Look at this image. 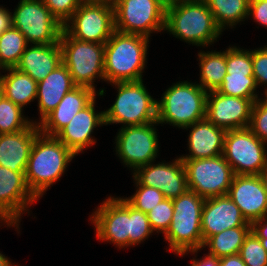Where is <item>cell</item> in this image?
Instances as JSON below:
<instances>
[{
  "instance_id": "33",
  "label": "cell",
  "mask_w": 267,
  "mask_h": 266,
  "mask_svg": "<svg viewBox=\"0 0 267 266\" xmlns=\"http://www.w3.org/2000/svg\"><path fill=\"white\" fill-rule=\"evenodd\" d=\"M239 255L246 266H267V252L252 231L245 237Z\"/></svg>"
},
{
  "instance_id": "52",
  "label": "cell",
  "mask_w": 267,
  "mask_h": 266,
  "mask_svg": "<svg viewBox=\"0 0 267 266\" xmlns=\"http://www.w3.org/2000/svg\"><path fill=\"white\" fill-rule=\"evenodd\" d=\"M264 93H265L264 94L265 95L264 96L265 98L263 99V101L267 104V89L264 91Z\"/></svg>"
},
{
  "instance_id": "3",
  "label": "cell",
  "mask_w": 267,
  "mask_h": 266,
  "mask_svg": "<svg viewBox=\"0 0 267 266\" xmlns=\"http://www.w3.org/2000/svg\"><path fill=\"white\" fill-rule=\"evenodd\" d=\"M148 42L145 36L115 30L104 44L105 81L112 85L143 80Z\"/></svg>"
},
{
  "instance_id": "49",
  "label": "cell",
  "mask_w": 267,
  "mask_h": 266,
  "mask_svg": "<svg viewBox=\"0 0 267 266\" xmlns=\"http://www.w3.org/2000/svg\"><path fill=\"white\" fill-rule=\"evenodd\" d=\"M180 1H189V0H163V2L166 5L172 4V3H176V2H180Z\"/></svg>"
},
{
  "instance_id": "27",
  "label": "cell",
  "mask_w": 267,
  "mask_h": 266,
  "mask_svg": "<svg viewBox=\"0 0 267 266\" xmlns=\"http://www.w3.org/2000/svg\"><path fill=\"white\" fill-rule=\"evenodd\" d=\"M198 57L200 61V83L198 84L207 92L217 90L227 74L226 50L200 51Z\"/></svg>"
},
{
  "instance_id": "11",
  "label": "cell",
  "mask_w": 267,
  "mask_h": 266,
  "mask_svg": "<svg viewBox=\"0 0 267 266\" xmlns=\"http://www.w3.org/2000/svg\"><path fill=\"white\" fill-rule=\"evenodd\" d=\"M182 161L189 190L204 199L228 194L235 174L223 155Z\"/></svg>"
},
{
  "instance_id": "42",
  "label": "cell",
  "mask_w": 267,
  "mask_h": 266,
  "mask_svg": "<svg viewBox=\"0 0 267 266\" xmlns=\"http://www.w3.org/2000/svg\"><path fill=\"white\" fill-rule=\"evenodd\" d=\"M251 231L258 238H267V216L251 223Z\"/></svg>"
},
{
  "instance_id": "45",
  "label": "cell",
  "mask_w": 267,
  "mask_h": 266,
  "mask_svg": "<svg viewBox=\"0 0 267 266\" xmlns=\"http://www.w3.org/2000/svg\"><path fill=\"white\" fill-rule=\"evenodd\" d=\"M219 266H246L239 254L229 255L219 259Z\"/></svg>"
},
{
  "instance_id": "50",
  "label": "cell",
  "mask_w": 267,
  "mask_h": 266,
  "mask_svg": "<svg viewBox=\"0 0 267 266\" xmlns=\"http://www.w3.org/2000/svg\"><path fill=\"white\" fill-rule=\"evenodd\" d=\"M262 246L265 248L267 252V238H259Z\"/></svg>"
},
{
  "instance_id": "8",
  "label": "cell",
  "mask_w": 267,
  "mask_h": 266,
  "mask_svg": "<svg viewBox=\"0 0 267 266\" xmlns=\"http://www.w3.org/2000/svg\"><path fill=\"white\" fill-rule=\"evenodd\" d=\"M166 6L163 0H116L115 30L147 38L153 32L164 31Z\"/></svg>"
},
{
  "instance_id": "46",
  "label": "cell",
  "mask_w": 267,
  "mask_h": 266,
  "mask_svg": "<svg viewBox=\"0 0 267 266\" xmlns=\"http://www.w3.org/2000/svg\"><path fill=\"white\" fill-rule=\"evenodd\" d=\"M116 0H80L81 4H95L114 7Z\"/></svg>"
},
{
  "instance_id": "36",
  "label": "cell",
  "mask_w": 267,
  "mask_h": 266,
  "mask_svg": "<svg viewBox=\"0 0 267 266\" xmlns=\"http://www.w3.org/2000/svg\"><path fill=\"white\" fill-rule=\"evenodd\" d=\"M227 73L253 74L252 50L236 46L226 49Z\"/></svg>"
},
{
  "instance_id": "32",
  "label": "cell",
  "mask_w": 267,
  "mask_h": 266,
  "mask_svg": "<svg viewBox=\"0 0 267 266\" xmlns=\"http://www.w3.org/2000/svg\"><path fill=\"white\" fill-rule=\"evenodd\" d=\"M23 115V108L5 96L0 101V134L15 133L27 129L33 122Z\"/></svg>"
},
{
  "instance_id": "15",
  "label": "cell",
  "mask_w": 267,
  "mask_h": 266,
  "mask_svg": "<svg viewBox=\"0 0 267 266\" xmlns=\"http://www.w3.org/2000/svg\"><path fill=\"white\" fill-rule=\"evenodd\" d=\"M36 200L28 189L24 172L0 166V223L19 228L21 214L29 213V206Z\"/></svg>"
},
{
  "instance_id": "16",
  "label": "cell",
  "mask_w": 267,
  "mask_h": 266,
  "mask_svg": "<svg viewBox=\"0 0 267 266\" xmlns=\"http://www.w3.org/2000/svg\"><path fill=\"white\" fill-rule=\"evenodd\" d=\"M137 168L133 177L135 182L157 188L167 199H174L188 190L187 174L180 157L170 163L160 162Z\"/></svg>"
},
{
  "instance_id": "28",
  "label": "cell",
  "mask_w": 267,
  "mask_h": 266,
  "mask_svg": "<svg viewBox=\"0 0 267 266\" xmlns=\"http://www.w3.org/2000/svg\"><path fill=\"white\" fill-rule=\"evenodd\" d=\"M211 10L216 25L221 29L234 27L248 16V0H204Z\"/></svg>"
},
{
  "instance_id": "25",
  "label": "cell",
  "mask_w": 267,
  "mask_h": 266,
  "mask_svg": "<svg viewBox=\"0 0 267 266\" xmlns=\"http://www.w3.org/2000/svg\"><path fill=\"white\" fill-rule=\"evenodd\" d=\"M72 77L67 67L61 63L42 81L37 83L38 110L40 123L49 113H51L65 96V94L75 88Z\"/></svg>"
},
{
  "instance_id": "1",
  "label": "cell",
  "mask_w": 267,
  "mask_h": 266,
  "mask_svg": "<svg viewBox=\"0 0 267 266\" xmlns=\"http://www.w3.org/2000/svg\"><path fill=\"white\" fill-rule=\"evenodd\" d=\"M75 156L55 136L40 133L32 145L25 171L28 189L40 199L53 183L60 180Z\"/></svg>"
},
{
  "instance_id": "20",
  "label": "cell",
  "mask_w": 267,
  "mask_h": 266,
  "mask_svg": "<svg viewBox=\"0 0 267 266\" xmlns=\"http://www.w3.org/2000/svg\"><path fill=\"white\" fill-rule=\"evenodd\" d=\"M94 99L88 106L80 110L72 120L63 127L55 137L60 140L75 155L96 143L92 138L93 130L103 126L104 111L96 113Z\"/></svg>"
},
{
  "instance_id": "2",
  "label": "cell",
  "mask_w": 267,
  "mask_h": 266,
  "mask_svg": "<svg viewBox=\"0 0 267 266\" xmlns=\"http://www.w3.org/2000/svg\"><path fill=\"white\" fill-rule=\"evenodd\" d=\"M164 31L177 39L203 47L214 44L222 34L204 0L167 5Z\"/></svg>"
},
{
  "instance_id": "39",
  "label": "cell",
  "mask_w": 267,
  "mask_h": 266,
  "mask_svg": "<svg viewBox=\"0 0 267 266\" xmlns=\"http://www.w3.org/2000/svg\"><path fill=\"white\" fill-rule=\"evenodd\" d=\"M50 12L63 25L80 7V0H42Z\"/></svg>"
},
{
  "instance_id": "9",
  "label": "cell",
  "mask_w": 267,
  "mask_h": 266,
  "mask_svg": "<svg viewBox=\"0 0 267 266\" xmlns=\"http://www.w3.org/2000/svg\"><path fill=\"white\" fill-rule=\"evenodd\" d=\"M11 15L12 25L28 44L59 43L63 25L42 0H20Z\"/></svg>"
},
{
  "instance_id": "18",
  "label": "cell",
  "mask_w": 267,
  "mask_h": 266,
  "mask_svg": "<svg viewBox=\"0 0 267 266\" xmlns=\"http://www.w3.org/2000/svg\"><path fill=\"white\" fill-rule=\"evenodd\" d=\"M234 227H251L240 208L228 195L205 199L201 216L203 242L210 236Z\"/></svg>"
},
{
  "instance_id": "38",
  "label": "cell",
  "mask_w": 267,
  "mask_h": 266,
  "mask_svg": "<svg viewBox=\"0 0 267 266\" xmlns=\"http://www.w3.org/2000/svg\"><path fill=\"white\" fill-rule=\"evenodd\" d=\"M260 140L267 143V104L258 99L253 103L248 127Z\"/></svg>"
},
{
  "instance_id": "14",
  "label": "cell",
  "mask_w": 267,
  "mask_h": 266,
  "mask_svg": "<svg viewBox=\"0 0 267 266\" xmlns=\"http://www.w3.org/2000/svg\"><path fill=\"white\" fill-rule=\"evenodd\" d=\"M99 240L129 246L130 204L122 197H108L90 217Z\"/></svg>"
},
{
  "instance_id": "30",
  "label": "cell",
  "mask_w": 267,
  "mask_h": 266,
  "mask_svg": "<svg viewBox=\"0 0 267 266\" xmlns=\"http://www.w3.org/2000/svg\"><path fill=\"white\" fill-rule=\"evenodd\" d=\"M25 36L13 25L0 34V70L15 68L28 46Z\"/></svg>"
},
{
  "instance_id": "6",
  "label": "cell",
  "mask_w": 267,
  "mask_h": 266,
  "mask_svg": "<svg viewBox=\"0 0 267 266\" xmlns=\"http://www.w3.org/2000/svg\"><path fill=\"white\" fill-rule=\"evenodd\" d=\"M113 85L118 94L114 104L104 111V125L120 123L126 127L157 121V100L151 97L143 80Z\"/></svg>"
},
{
  "instance_id": "7",
  "label": "cell",
  "mask_w": 267,
  "mask_h": 266,
  "mask_svg": "<svg viewBox=\"0 0 267 266\" xmlns=\"http://www.w3.org/2000/svg\"><path fill=\"white\" fill-rule=\"evenodd\" d=\"M59 44L62 63L67 67L76 86L96 91V78L105 81L104 44L72 38L62 30Z\"/></svg>"
},
{
  "instance_id": "13",
  "label": "cell",
  "mask_w": 267,
  "mask_h": 266,
  "mask_svg": "<svg viewBox=\"0 0 267 266\" xmlns=\"http://www.w3.org/2000/svg\"><path fill=\"white\" fill-rule=\"evenodd\" d=\"M63 30L72 38L105 44L115 31L114 8L81 4L63 24Z\"/></svg>"
},
{
  "instance_id": "19",
  "label": "cell",
  "mask_w": 267,
  "mask_h": 266,
  "mask_svg": "<svg viewBox=\"0 0 267 266\" xmlns=\"http://www.w3.org/2000/svg\"><path fill=\"white\" fill-rule=\"evenodd\" d=\"M227 195L248 223L267 216V193L259 175H235Z\"/></svg>"
},
{
  "instance_id": "26",
  "label": "cell",
  "mask_w": 267,
  "mask_h": 266,
  "mask_svg": "<svg viewBox=\"0 0 267 266\" xmlns=\"http://www.w3.org/2000/svg\"><path fill=\"white\" fill-rule=\"evenodd\" d=\"M5 75H1L0 80L4 89V96L14 104L24 108L37 97V82L26 73L17 68L4 69Z\"/></svg>"
},
{
  "instance_id": "47",
  "label": "cell",
  "mask_w": 267,
  "mask_h": 266,
  "mask_svg": "<svg viewBox=\"0 0 267 266\" xmlns=\"http://www.w3.org/2000/svg\"><path fill=\"white\" fill-rule=\"evenodd\" d=\"M259 177L261 178L262 180V183H263V186H264V189L267 193V164L266 166L261 170V172L259 173Z\"/></svg>"
},
{
  "instance_id": "40",
  "label": "cell",
  "mask_w": 267,
  "mask_h": 266,
  "mask_svg": "<svg viewBox=\"0 0 267 266\" xmlns=\"http://www.w3.org/2000/svg\"><path fill=\"white\" fill-rule=\"evenodd\" d=\"M252 65L257 86L267 85V45L252 50Z\"/></svg>"
},
{
  "instance_id": "17",
  "label": "cell",
  "mask_w": 267,
  "mask_h": 266,
  "mask_svg": "<svg viewBox=\"0 0 267 266\" xmlns=\"http://www.w3.org/2000/svg\"><path fill=\"white\" fill-rule=\"evenodd\" d=\"M258 99L226 96L216 90L206 98V118L225 131L248 128L253 103Z\"/></svg>"
},
{
  "instance_id": "4",
  "label": "cell",
  "mask_w": 267,
  "mask_h": 266,
  "mask_svg": "<svg viewBox=\"0 0 267 266\" xmlns=\"http://www.w3.org/2000/svg\"><path fill=\"white\" fill-rule=\"evenodd\" d=\"M173 218L164 234L169 250L176 255L197 254L203 247L201 216L205 199L197 193L187 190L181 196L172 199Z\"/></svg>"
},
{
  "instance_id": "22",
  "label": "cell",
  "mask_w": 267,
  "mask_h": 266,
  "mask_svg": "<svg viewBox=\"0 0 267 266\" xmlns=\"http://www.w3.org/2000/svg\"><path fill=\"white\" fill-rule=\"evenodd\" d=\"M39 134L38 123L22 131L0 134V166L25 173L32 145Z\"/></svg>"
},
{
  "instance_id": "12",
  "label": "cell",
  "mask_w": 267,
  "mask_h": 266,
  "mask_svg": "<svg viewBox=\"0 0 267 266\" xmlns=\"http://www.w3.org/2000/svg\"><path fill=\"white\" fill-rule=\"evenodd\" d=\"M151 122L143 125L121 127L116 137V154L124 165L137 168L155 162L159 152L158 135L155 125Z\"/></svg>"
},
{
  "instance_id": "35",
  "label": "cell",
  "mask_w": 267,
  "mask_h": 266,
  "mask_svg": "<svg viewBox=\"0 0 267 266\" xmlns=\"http://www.w3.org/2000/svg\"><path fill=\"white\" fill-rule=\"evenodd\" d=\"M153 232L146 213L130 205L129 246L133 247L148 239ZM142 241V242H141Z\"/></svg>"
},
{
  "instance_id": "37",
  "label": "cell",
  "mask_w": 267,
  "mask_h": 266,
  "mask_svg": "<svg viewBox=\"0 0 267 266\" xmlns=\"http://www.w3.org/2000/svg\"><path fill=\"white\" fill-rule=\"evenodd\" d=\"M173 211L172 199L166 198L146 213L153 232L163 234L167 232L173 218Z\"/></svg>"
},
{
  "instance_id": "44",
  "label": "cell",
  "mask_w": 267,
  "mask_h": 266,
  "mask_svg": "<svg viewBox=\"0 0 267 266\" xmlns=\"http://www.w3.org/2000/svg\"><path fill=\"white\" fill-rule=\"evenodd\" d=\"M191 263V266H219V258L208 253V255L205 254L200 260L193 258Z\"/></svg>"
},
{
  "instance_id": "43",
  "label": "cell",
  "mask_w": 267,
  "mask_h": 266,
  "mask_svg": "<svg viewBox=\"0 0 267 266\" xmlns=\"http://www.w3.org/2000/svg\"><path fill=\"white\" fill-rule=\"evenodd\" d=\"M12 12L0 7V34L12 26Z\"/></svg>"
},
{
  "instance_id": "34",
  "label": "cell",
  "mask_w": 267,
  "mask_h": 266,
  "mask_svg": "<svg viewBox=\"0 0 267 266\" xmlns=\"http://www.w3.org/2000/svg\"><path fill=\"white\" fill-rule=\"evenodd\" d=\"M137 191L132 197H125L124 199L133 207L141 210L143 213L149 212L158 203L162 202L165 198L164 194L157 188L151 186L140 185L135 182Z\"/></svg>"
},
{
  "instance_id": "24",
  "label": "cell",
  "mask_w": 267,
  "mask_h": 266,
  "mask_svg": "<svg viewBox=\"0 0 267 266\" xmlns=\"http://www.w3.org/2000/svg\"><path fill=\"white\" fill-rule=\"evenodd\" d=\"M61 63L62 51L59 43L31 44L27 46L15 68L39 83Z\"/></svg>"
},
{
  "instance_id": "51",
  "label": "cell",
  "mask_w": 267,
  "mask_h": 266,
  "mask_svg": "<svg viewBox=\"0 0 267 266\" xmlns=\"http://www.w3.org/2000/svg\"><path fill=\"white\" fill-rule=\"evenodd\" d=\"M3 97H4V89L2 86V82L0 80V101L2 100Z\"/></svg>"
},
{
  "instance_id": "31",
  "label": "cell",
  "mask_w": 267,
  "mask_h": 266,
  "mask_svg": "<svg viewBox=\"0 0 267 266\" xmlns=\"http://www.w3.org/2000/svg\"><path fill=\"white\" fill-rule=\"evenodd\" d=\"M257 88L253 74L227 73L216 91L226 96L260 99L256 92Z\"/></svg>"
},
{
  "instance_id": "23",
  "label": "cell",
  "mask_w": 267,
  "mask_h": 266,
  "mask_svg": "<svg viewBox=\"0 0 267 266\" xmlns=\"http://www.w3.org/2000/svg\"><path fill=\"white\" fill-rule=\"evenodd\" d=\"M191 129L188 136L189 154L180 156L182 160L213 158L223 153L226 131L204 118L184 129Z\"/></svg>"
},
{
  "instance_id": "5",
  "label": "cell",
  "mask_w": 267,
  "mask_h": 266,
  "mask_svg": "<svg viewBox=\"0 0 267 266\" xmlns=\"http://www.w3.org/2000/svg\"><path fill=\"white\" fill-rule=\"evenodd\" d=\"M207 93L196 82L174 83L157 101V123L184 129L206 118Z\"/></svg>"
},
{
  "instance_id": "10",
  "label": "cell",
  "mask_w": 267,
  "mask_h": 266,
  "mask_svg": "<svg viewBox=\"0 0 267 266\" xmlns=\"http://www.w3.org/2000/svg\"><path fill=\"white\" fill-rule=\"evenodd\" d=\"M266 146L249 128L229 130L222 155L235 175H259L267 164Z\"/></svg>"
},
{
  "instance_id": "21",
  "label": "cell",
  "mask_w": 267,
  "mask_h": 266,
  "mask_svg": "<svg viewBox=\"0 0 267 266\" xmlns=\"http://www.w3.org/2000/svg\"><path fill=\"white\" fill-rule=\"evenodd\" d=\"M104 93V89L96 92L87 87L76 86L67 92L57 107L39 123L40 133L55 136L80 110L88 106L96 95L103 96Z\"/></svg>"
},
{
  "instance_id": "48",
  "label": "cell",
  "mask_w": 267,
  "mask_h": 266,
  "mask_svg": "<svg viewBox=\"0 0 267 266\" xmlns=\"http://www.w3.org/2000/svg\"><path fill=\"white\" fill-rule=\"evenodd\" d=\"M0 266H16L11 263V261L4 256L2 253H0Z\"/></svg>"
},
{
  "instance_id": "41",
  "label": "cell",
  "mask_w": 267,
  "mask_h": 266,
  "mask_svg": "<svg viewBox=\"0 0 267 266\" xmlns=\"http://www.w3.org/2000/svg\"><path fill=\"white\" fill-rule=\"evenodd\" d=\"M248 16H252L259 25L267 27V0L249 2Z\"/></svg>"
},
{
  "instance_id": "29",
  "label": "cell",
  "mask_w": 267,
  "mask_h": 266,
  "mask_svg": "<svg viewBox=\"0 0 267 266\" xmlns=\"http://www.w3.org/2000/svg\"><path fill=\"white\" fill-rule=\"evenodd\" d=\"M251 231V227H234L210 236L203 244L208 246L209 254L223 258L229 255L239 254L245 237Z\"/></svg>"
}]
</instances>
